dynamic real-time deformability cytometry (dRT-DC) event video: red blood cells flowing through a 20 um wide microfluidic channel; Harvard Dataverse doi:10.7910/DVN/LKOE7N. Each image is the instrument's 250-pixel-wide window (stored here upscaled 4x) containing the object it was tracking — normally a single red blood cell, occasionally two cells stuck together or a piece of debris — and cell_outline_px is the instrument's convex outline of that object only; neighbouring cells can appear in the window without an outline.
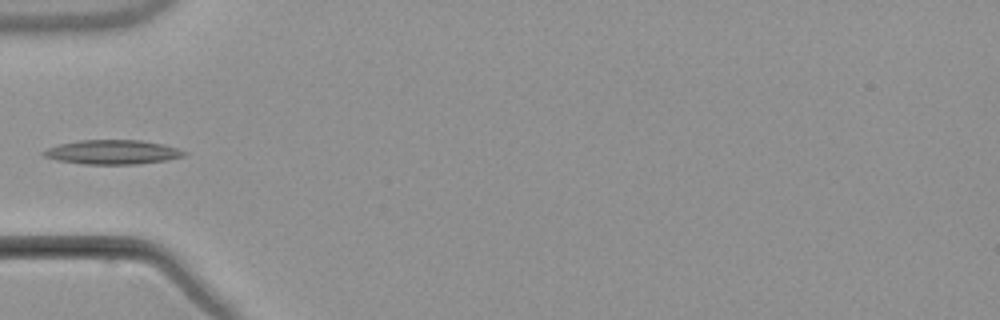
{"species": "common noctule bat (a hibernating species)", "species_latin": "Nyctalus noctula", "temperature_condition": "warm", "stored_images_in_passage": 6, "camera_frame_rate_fps": 3000, "um_per_image_px": 0.085, "animal": {"sex": "male", "body_mass_g": 21.5, "forearm_length_mm": 52.0}, "frame": {"image": 1, "passage_image": 5, "time_ms": 5.0, "image_size_px": [1000, 320], "cell_outline_px": [[188, 152], [184, 156], [168, 160], [136, 164], [84, 164], [56, 160], [44, 156], [40, 152], [48, 148], [60, 144], [80, 140], [140, 140], [164, 144]], "centroid_in_image_um": [9.57, 12.93], "position_along_channel_um": 75.4, "area_um2": 19.88}}
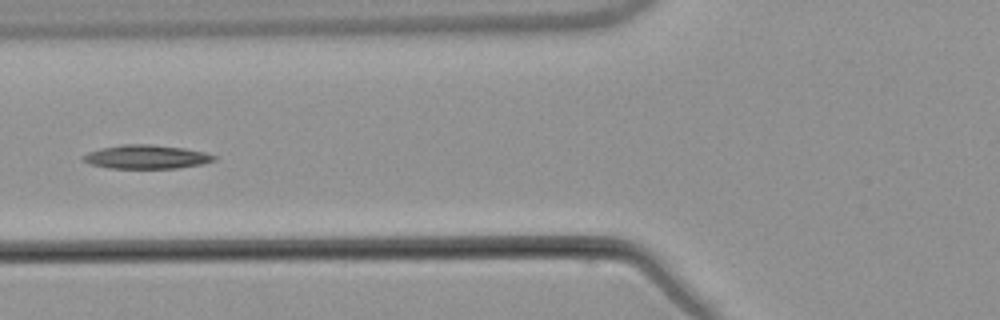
{"frame": {"image": 2, "passage_image": 6, "time_ms": 6.0, "image_size_px": [1000, 320], "cell_outline_px": [[216, 160], [200, 164], [176, 168], [108, 168], [92, 164], [84, 160], [80, 156], [88, 152], [100, 148], [120, 144], [152, 144], [184, 148], [204, 152], [216, 156]], "centroid_in_image_um": [12.42, 13.32], "position_along_channel_um": 113.4, "area_um2": 18.09}}